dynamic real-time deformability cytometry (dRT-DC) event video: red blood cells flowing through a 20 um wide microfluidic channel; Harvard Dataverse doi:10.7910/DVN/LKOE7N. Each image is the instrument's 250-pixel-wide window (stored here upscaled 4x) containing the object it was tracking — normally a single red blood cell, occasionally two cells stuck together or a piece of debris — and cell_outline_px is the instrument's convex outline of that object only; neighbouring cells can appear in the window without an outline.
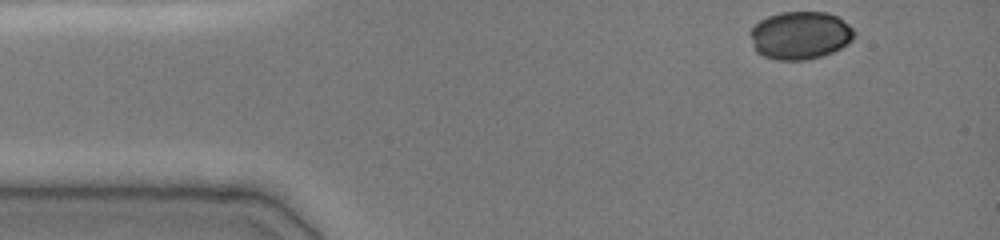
{"species": "common noctule bat (a hibernating species)", "species_latin": "Nyctalus noctula", "temperature_condition": "cold", "stored_images_in_passage": 11, "camera_frame_rate_fps": 3000, "um_per_image_px": 0.085, "animal": {"sex": "female", "body_mass_g": 19.0, "forearm_length_mm": 51.5}, "frame": {"image": 1, "passage_image": 1, "time_ms": 0.0, "image_size_px": [1000, 240], "cell_outline_px": [[852, 40], [848, 44], [832, 52], [820, 56], [804, 60], [776, 60], [764, 56], [756, 52], [748, 32], [760, 20], [768, 16], [780, 12], [828, 12], [836, 16], [848, 24], [852, 28]], "centroid_in_image_um": [67.97, 3.0], "position_along_channel_um": 17.0, "area_um2": 28.9}}
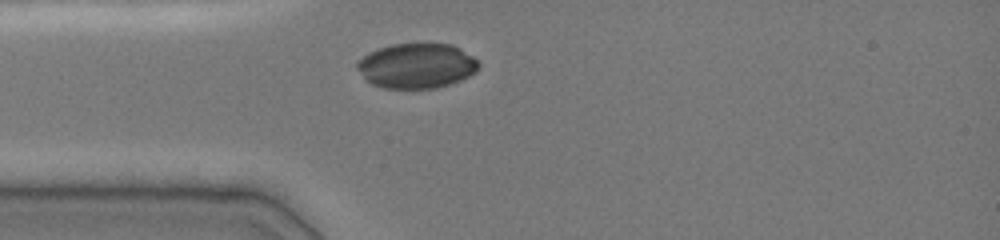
{"frame": {"image": 2, "passage_image": 7, "time_ms": 2.667, "image_size_px": [1000, 240], "cell_outline_px": [[480, 64], [476, 72], [460, 80], [436, 88], [384, 88], [372, 84], [364, 80], [356, 68], [356, 64], [368, 52], [392, 44], [452, 44], [460, 48], [472, 56]], "centroid_in_image_um": [35.39, 5.6], "position_along_channel_um": 49.6, "area_um2": 31.79}}
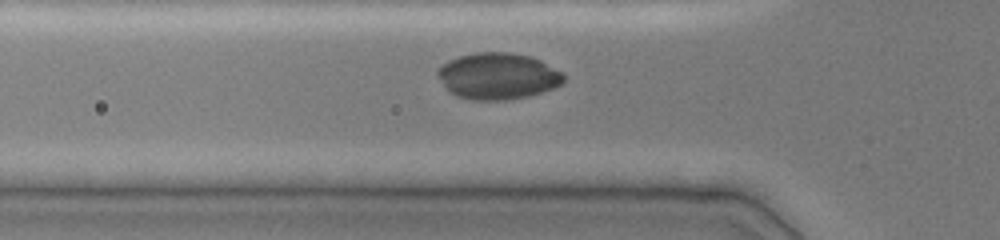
{"frame": {"image": 3, "passage_image": 10, "time_ms": 3.667, "image_size_px": [1000, 240], "cell_outline_px": [[564, 80], [560, 84], [544, 92], [528, 96], [508, 100], [472, 100], [456, 96], [448, 92], [444, 88], [436, 76], [436, 68], [440, 64], [448, 60], [460, 56], [476, 52], [512, 52], [532, 56], [564, 72]], "centroid_in_image_um": [42.27, 6.46], "position_along_channel_um": 83.5, "area_um2": 34.8}}